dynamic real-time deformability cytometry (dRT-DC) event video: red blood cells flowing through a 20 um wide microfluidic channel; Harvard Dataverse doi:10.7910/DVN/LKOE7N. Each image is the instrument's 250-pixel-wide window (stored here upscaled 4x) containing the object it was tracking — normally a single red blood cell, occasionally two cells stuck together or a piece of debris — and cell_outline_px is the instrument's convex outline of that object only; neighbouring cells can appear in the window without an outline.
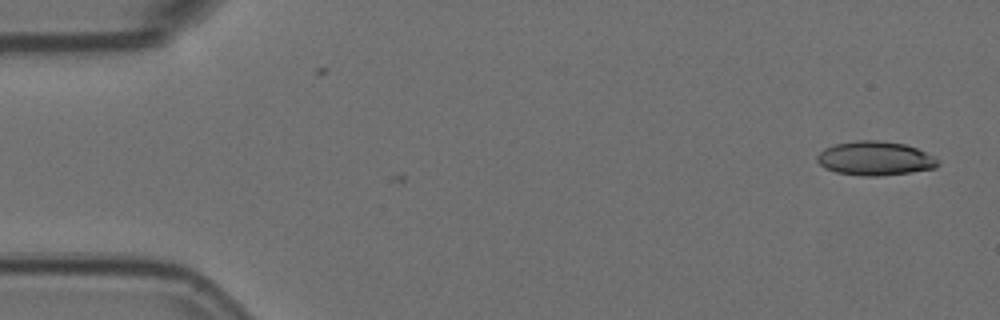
{"species": "Egyptian fruit bat (a non-hibernating species)", "species_latin": "Rousettus aegyptiacus", "temperature_condition": "room temperature", "stored_images_in_passage": 8, "camera_frame_rate_fps": 3000, "um_per_image_px": 0.085, "animal": {"sex": "female"}, "frame": {"image": 1, "passage_image": 8, "time_ms": 2.333, "image_size_px": [1000, 320], "cell_outline_px": [[940, 164], [936, 168], [912, 172], [876, 176], [860, 176], [836, 172], [824, 168], [816, 160], [816, 156], [824, 148], [836, 144], [856, 140], [880, 140], [904, 144], [916, 148], [940, 160]], "centroid_in_image_um": [74.37, 13.47], "position_along_channel_um": 10.6, "area_um2": 24.04}}